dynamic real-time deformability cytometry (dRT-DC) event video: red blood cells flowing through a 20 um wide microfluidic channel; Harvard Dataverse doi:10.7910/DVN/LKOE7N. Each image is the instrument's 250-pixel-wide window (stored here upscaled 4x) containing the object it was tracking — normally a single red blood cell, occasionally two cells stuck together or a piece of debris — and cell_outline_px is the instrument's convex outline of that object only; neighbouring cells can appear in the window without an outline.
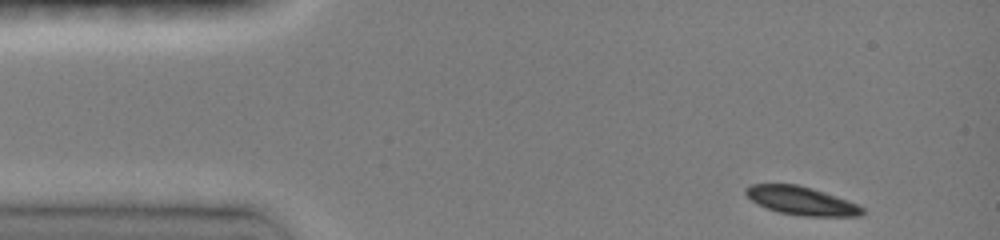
{"species": "common noctule bat (a hibernating species)", "species_latin": "Nyctalus noctula", "temperature_condition": "room temperature", "stored_images_in_passage": 41, "camera_frame_rate_fps": 3000, "um_per_image_px": 0.085, "animal": {"sex": "female", "body_mass_g": 19.0, "forearm_length_mm": 51.5}, "frame": {"image": 1, "passage_image": 1, "time_ms": 0.0, "image_size_px": [1000, 240], "cell_outline_px": [[864, 212], [860, 216], [804, 216], [780, 212], [768, 208], [752, 200], [744, 192], [744, 188], [752, 184], [796, 184], [812, 188], [848, 200], [864, 208]], "centroid_in_image_um": [68.13, 17.06], "position_along_channel_um": 16.9, "area_um2": 19.02}}
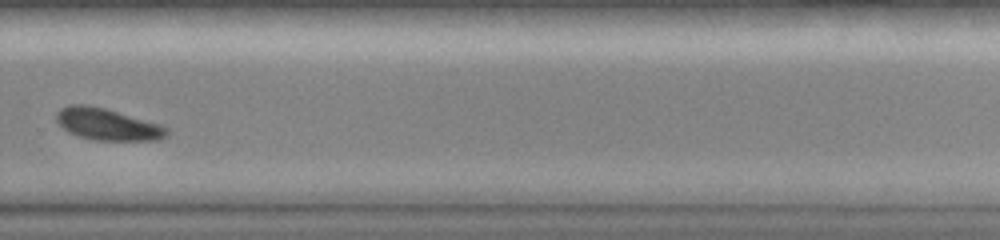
{"frame": {"image": 2, "passage_image": 30, "time_ms": 9.667, "image_size_px": [1000, 240], "cell_outline_px": [[168, 136], [160, 140], [96, 140], [80, 136], [68, 132], [56, 120], [56, 112], [60, 108], [68, 104], [88, 104], [104, 108], [160, 124], [168, 128]], "centroid_in_image_um": [9.13, 10.56], "position_along_channel_um": 320.7, "area_um2": 20.4}}
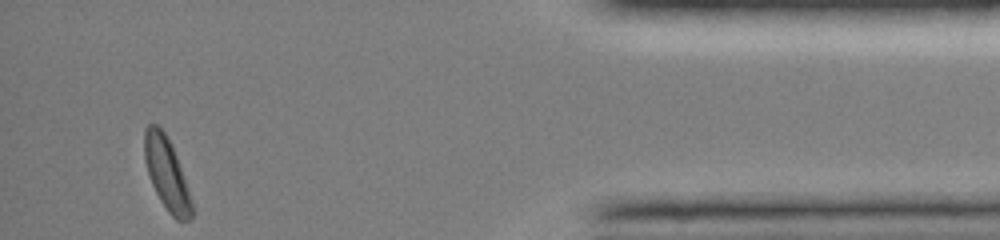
{"frame": {"image": 3, "passage_image": 41, "time_ms": 13.333, "image_size_px": [1000, 240], "cell_outline_px": [[192, 216], [188, 220], [176, 220], [168, 212], [160, 200], [152, 184], [144, 160], [144, 128], [148, 124], [156, 124], [164, 132], [176, 156], [192, 200]], "centroid_in_image_um": [14.14, 14.76], "position_along_channel_um": 421.1, "area_um2": 19.54}, "authors_computed_cell_mechanics": {"area_um2": 21.097, "velocity_mm_per_s": 3.9885, "shape_relaxation_time_tau1_ms": 1.8356, "shape_relaxation_time_tau2_ms": null, "deformation_change_tau1": 0.0929, "deformation_change_tau2": null}}